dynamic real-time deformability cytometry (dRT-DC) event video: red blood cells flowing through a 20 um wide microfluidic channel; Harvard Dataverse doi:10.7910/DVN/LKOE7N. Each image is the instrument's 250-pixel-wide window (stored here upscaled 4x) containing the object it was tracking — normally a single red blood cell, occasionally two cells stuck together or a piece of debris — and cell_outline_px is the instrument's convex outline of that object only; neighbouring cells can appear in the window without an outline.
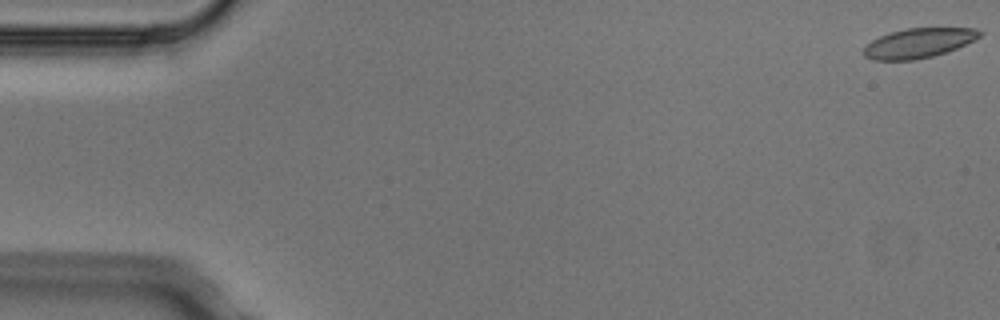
{"species": "Egyptian fruit bat (a non-hibernating species)", "species_latin": "Rousettus aegyptiacus", "temperature_condition": "cold", "stored_images_in_passage": 5, "camera_frame_rate_fps": 3000, "um_per_image_px": 0.085, "animal": {"sex": "male"}, "frame": {"image": 1, "passage_image": 1, "time_ms": 0.0, "image_size_px": [1000, 320], "cell_outline_px": [[984, 32], [980, 36], [956, 48], [932, 56], [912, 60], [872, 60], [864, 56], [864, 48], [872, 40], [880, 36], [892, 32], [908, 28], [976, 28]], "centroid_in_image_um": [78.07, 3.65], "position_along_channel_um": 6.9, "area_um2": 19.71}}
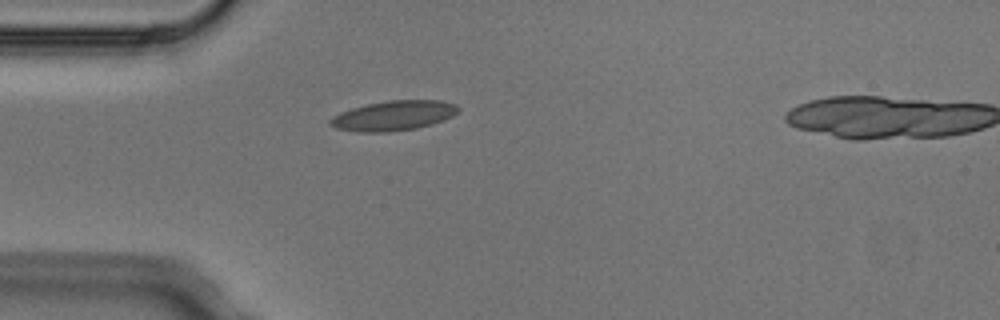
{"frame": {"image": 2, "passage_image": 4, "time_ms": 1.0, "image_size_px": [1000, 320], "cell_outline_px": [[460, 108], [452, 116], [444, 120], [432, 124], [416, 128], [388, 132], [360, 132], [336, 128], [328, 124], [328, 120], [332, 116], [340, 112], [352, 108], [368, 104], [388, 100], [440, 100], [456, 104]], "centroid_in_image_um": [33.44, 9.83], "position_along_channel_um": 51.6, "area_um2": 22.31}}